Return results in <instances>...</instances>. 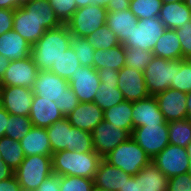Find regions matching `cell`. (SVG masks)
<instances>
[{
    "label": "cell",
    "mask_w": 191,
    "mask_h": 191,
    "mask_svg": "<svg viewBox=\"0 0 191 191\" xmlns=\"http://www.w3.org/2000/svg\"><path fill=\"white\" fill-rule=\"evenodd\" d=\"M72 35L66 24L46 30L32 45L31 57L39 71H50L54 62L70 48Z\"/></svg>",
    "instance_id": "6da1fadb"
},
{
    "label": "cell",
    "mask_w": 191,
    "mask_h": 191,
    "mask_svg": "<svg viewBox=\"0 0 191 191\" xmlns=\"http://www.w3.org/2000/svg\"><path fill=\"white\" fill-rule=\"evenodd\" d=\"M102 158L95 152L63 150L52 154V172L59 176H77L94 180Z\"/></svg>",
    "instance_id": "7a4b0ae2"
},
{
    "label": "cell",
    "mask_w": 191,
    "mask_h": 191,
    "mask_svg": "<svg viewBox=\"0 0 191 191\" xmlns=\"http://www.w3.org/2000/svg\"><path fill=\"white\" fill-rule=\"evenodd\" d=\"M46 132L52 153L63 150H76L82 153L94 151L91 132L73 127L66 117L46 128Z\"/></svg>",
    "instance_id": "3957f363"
},
{
    "label": "cell",
    "mask_w": 191,
    "mask_h": 191,
    "mask_svg": "<svg viewBox=\"0 0 191 191\" xmlns=\"http://www.w3.org/2000/svg\"><path fill=\"white\" fill-rule=\"evenodd\" d=\"M103 159L131 176H135L152 161L132 137L119 144Z\"/></svg>",
    "instance_id": "277c9868"
},
{
    "label": "cell",
    "mask_w": 191,
    "mask_h": 191,
    "mask_svg": "<svg viewBox=\"0 0 191 191\" xmlns=\"http://www.w3.org/2000/svg\"><path fill=\"white\" fill-rule=\"evenodd\" d=\"M52 173V155L27 156L14 171L22 191H36Z\"/></svg>",
    "instance_id": "5b68a950"
},
{
    "label": "cell",
    "mask_w": 191,
    "mask_h": 191,
    "mask_svg": "<svg viewBox=\"0 0 191 191\" xmlns=\"http://www.w3.org/2000/svg\"><path fill=\"white\" fill-rule=\"evenodd\" d=\"M107 9L101 6L88 5L78 8L66 23L74 37H86L106 24Z\"/></svg>",
    "instance_id": "8992f818"
},
{
    "label": "cell",
    "mask_w": 191,
    "mask_h": 191,
    "mask_svg": "<svg viewBox=\"0 0 191 191\" xmlns=\"http://www.w3.org/2000/svg\"><path fill=\"white\" fill-rule=\"evenodd\" d=\"M176 60H168L153 56L143 71L146 87L150 96H155L168 88H172L175 77Z\"/></svg>",
    "instance_id": "52a82bcc"
},
{
    "label": "cell",
    "mask_w": 191,
    "mask_h": 191,
    "mask_svg": "<svg viewBox=\"0 0 191 191\" xmlns=\"http://www.w3.org/2000/svg\"><path fill=\"white\" fill-rule=\"evenodd\" d=\"M166 26L159 17L138 19L137 26L133 28L122 45L127 48H141L144 51H151L156 42L165 33Z\"/></svg>",
    "instance_id": "ba28073f"
},
{
    "label": "cell",
    "mask_w": 191,
    "mask_h": 191,
    "mask_svg": "<svg viewBox=\"0 0 191 191\" xmlns=\"http://www.w3.org/2000/svg\"><path fill=\"white\" fill-rule=\"evenodd\" d=\"M131 137L153 159L169 144L168 122L136 127Z\"/></svg>",
    "instance_id": "9c48e42d"
},
{
    "label": "cell",
    "mask_w": 191,
    "mask_h": 191,
    "mask_svg": "<svg viewBox=\"0 0 191 191\" xmlns=\"http://www.w3.org/2000/svg\"><path fill=\"white\" fill-rule=\"evenodd\" d=\"M151 162L167 178L188 173L190 166L186 148L172 144H168Z\"/></svg>",
    "instance_id": "30bf717a"
},
{
    "label": "cell",
    "mask_w": 191,
    "mask_h": 191,
    "mask_svg": "<svg viewBox=\"0 0 191 191\" xmlns=\"http://www.w3.org/2000/svg\"><path fill=\"white\" fill-rule=\"evenodd\" d=\"M93 149L103 159L119 144L131 137V134L122 128L103 120L91 132Z\"/></svg>",
    "instance_id": "8fae6325"
},
{
    "label": "cell",
    "mask_w": 191,
    "mask_h": 191,
    "mask_svg": "<svg viewBox=\"0 0 191 191\" xmlns=\"http://www.w3.org/2000/svg\"><path fill=\"white\" fill-rule=\"evenodd\" d=\"M168 178L152 162L125 181L119 191H167Z\"/></svg>",
    "instance_id": "7c38bea8"
},
{
    "label": "cell",
    "mask_w": 191,
    "mask_h": 191,
    "mask_svg": "<svg viewBox=\"0 0 191 191\" xmlns=\"http://www.w3.org/2000/svg\"><path fill=\"white\" fill-rule=\"evenodd\" d=\"M100 78V85L96 92L94 103L103 111L124 101V97L118 88V70L100 68L97 70Z\"/></svg>",
    "instance_id": "4fadbf2b"
},
{
    "label": "cell",
    "mask_w": 191,
    "mask_h": 191,
    "mask_svg": "<svg viewBox=\"0 0 191 191\" xmlns=\"http://www.w3.org/2000/svg\"><path fill=\"white\" fill-rule=\"evenodd\" d=\"M33 90L21 86H1L0 105L10 115L29 116Z\"/></svg>",
    "instance_id": "5bb4252c"
},
{
    "label": "cell",
    "mask_w": 191,
    "mask_h": 191,
    "mask_svg": "<svg viewBox=\"0 0 191 191\" xmlns=\"http://www.w3.org/2000/svg\"><path fill=\"white\" fill-rule=\"evenodd\" d=\"M79 102H93L100 85V78L93 67L80 66L68 80Z\"/></svg>",
    "instance_id": "9a60e30c"
},
{
    "label": "cell",
    "mask_w": 191,
    "mask_h": 191,
    "mask_svg": "<svg viewBox=\"0 0 191 191\" xmlns=\"http://www.w3.org/2000/svg\"><path fill=\"white\" fill-rule=\"evenodd\" d=\"M39 70L31 55L22 60L11 61L0 82L1 86H21L33 88Z\"/></svg>",
    "instance_id": "2e32d148"
},
{
    "label": "cell",
    "mask_w": 191,
    "mask_h": 191,
    "mask_svg": "<svg viewBox=\"0 0 191 191\" xmlns=\"http://www.w3.org/2000/svg\"><path fill=\"white\" fill-rule=\"evenodd\" d=\"M118 88L127 101H138L147 98L149 95L144 74L136 68L124 66L118 71Z\"/></svg>",
    "instance_id": "e0dca14e"
},
{
    "label": "cell",
    "mask_w": 191,
    "mask_h": 191,
    "mask_svg": "<svg viewBox=\"0 0 191 191\" xmlns=\"http://www.w3.org/2000/svg\"><path fill=\"white\" fill-rule=\"evenodd\" d=\"M157 99L160 111L165 121H175L188 118L187 116V93L168 88L154 96Z\"/></svg>",
    "instance_id": "ac0fdd59"
},
{
    "label": "cell",
    "mask_w": 191,
    "mask_h": 191,
    "mask_svg": "<svg viewBox=\"0 0 191 191\" xmlns=\"http://www.w3.org/2000/svg\"><path fill=\"white\" fill-rule=\"evenodd\" d=\"M67 87V80L48 70L38 72L32 90L36 96L55 102L60 100Z\"/></svg>",
    "instance_id": "d6986e66"
},
{
    "label": "cell",
    "mask_w": 191,
    "mask_h": 191,
    "mask_svg": "<svg viewBox=\"0 0 191 191\" xmlns=\"http://www.w3.org/2000/svg\"><path fill=\"white\" fill-rule=\"evenodd\" d=\"M104 111L94 102H80L78 106L68 115L66 119L73 126L87 132L103 122Z\"/></svg>",
    "instance_id": "ffe728a7"
},
{
    "label": "cell",
    "mask_w": 191,
    "mask_h": 191,
    "mask_svg": "<svg viewBox=\"0 0 191 191\" xmlns=\"http://www.w3.org/2000/svg\"><path fill=\"white\" fill-rule=\"evenodd\" d=\"M132 122L133 129L144 125L164 124L166 122L154 96L132 102Z\"/></svg>",
    "instance_id": "44dd1931"
},
{
    "label": "cell",
    "mask_w": 191,
    "mask_h": 191,
    "mask_svg": "<svg viewBox=\"0 0 191 191\" xmlns=\"http://www.w3.org/2000/svg\"><path fill=\"white\" fill-rule=\"evenodd\" d=\"M29 118L33 126L48 128L53 123L64 118L54 101L44 99L34 94Z\"/></svg>",
    "instance_id": "7402d4cb"
},
{
    "label": "cell",
    "mask_w": 191,
    "mask_h": 191,
    "mask_svg": "<svg viewBox=\"0 0 191 191\" xmlns=\"http://www.w3.org/2000/svg\"><path fill=\"white\" fill-rule=\"evenodd\" d=\"M13 30L23 37L31 46L46 32L41 23L31 14L19 6L13 17Z\"/></svg>",
    "instance_id": "603a6c76"
},
{
    "label": "cell",
    "mask_w": 191,
    "mask_h": 191,
    "mask_svg": "<svg viewBox=\"0 0 191 191\" xmlns=\"http://www.w3.org/2000/svg\"><path fill=\"white\" fill-rule=\"evenodd\" d=\"M130 177L131 175L102 159L94 177V187L109 191H119Z\"/></svg>",
    "instance_id": "cb8c5ba5"
},
{
    "label": "cell",
    "mask_w": 191,
    "mask_h": 191,
    "mask_svg": "<svg viewBox=\"0 0 191 191\" xmlns=\"http://www.w3.org/2000/svg\"><path fill=\"white\" fill-rule=\"evenodd\" d=\"M31 49L32 46L13 29L0 36V54L11 61L29 57Z\"/></svg>",
    "instance_id": "d4e9b609"
},
{
    "label": "cell",
    "mask_w": 191,
    "mask_h": 191,
    "mask_svg": "<svg viewBox=\"0 0 191 191\" xmlns=\"http://www.w3.org/2000/svg\"><path fill=\"white\" fill-rule=\"evenodd\" d=\"M20 144L25 157L32 155H52V148L46 128L32 126L30 131L22 137Z\"/></svg>",
    "instance_id": "484cf974"
},
{
    "label": "cell",
    "mask_w": 191,
    "mask_h": 191,
    "mask_svg": "<svg viewBox=\"0 0 191 191\" xmlns=\"http://www.w3.org/2000/svg\"><path fill=\"white\" fill-rule=\"evenodd\" d=\"M137 23L138 19L129 9L107 13L106 25L118 37L121 44L130 37Z\"/></svg>",
    "instance_id": "4316f807"
},
{
    "label": "cell",
    "mask_w": 191,
    "mask_h": 191,
    "mask_svg": "<svg viewBox=\"0 0 191 191\" xmlns=\"http://www.w3.org/2000/svg\"><path fill=\"white\" fill-rule=\"evenodd\" d=\"M167 29H179L191 21V10L184 2L162 4L158 16Z\"/></svg>",
    "instance_id": "83f0119b"
},
{
    "label": "cell",
    "mask_w": 191,
    "mask_h": 191,
    "mask_svg": "<svg viewBox=\"0 0 191 191\" xmlns=\"http://www.w3.org/2000/svg\"><path fill=\"white\" fill-rule=\"evenodd\" d=\"M22 7L31 13L46 30L59 27L62 23L56 17L49 0L25 1Z\"/></svg>",
    "instance_id": "f1b7e54d"
},
{
    "label": "cell",
    "mask_w": 191,
    "mask_h": 191,
    "mask_svg": "<svg viewBox=\"0 0 191 191\" xmlns=\"http://www.w3.org/2000/svg\"><path fill=\"white\" fill-rule=\"evenodd\" d=\"M93 68H107L108 70H120L125 66V47L120 44L111 49H95Z\"/></svg>",
    "instance_id": "f546056e"
},
{
    "label": "cell",
    "mask_w": 191,
    "mask_h": 191,
    "mask_svg": "<svg viewBox=\"0 0 191 191\" xmlns=\"http://www.w3.org/2000/svg\"><path fill=\"white\" fill-rule=\"evenodd\" d=\"M153 56L168 60H182L181 43L173 29H166L152 50Z\"/></svg>",
    "instance_id": "4dcf8cb0"
},
{
    "label": "cell",
    "mask_w": 191,
    "mask_h": 191,
    "mask_svg": "<svg viewBox=\"0 0 191 191\" xmlns=\"http://www.w3.org/2000/svg\"><path fill=\"white\" fill-rule=\"evenodd\" d=\"M104 120L113 125L127 130L130 134L133 131L132 122V101L124 100L120 104L106 109L103 114Z\"/></svg>",
    "instance_id": "1f68e13d"
},
{
    "label": "cell",
    "mask_w": 191,
    "mask_h": 191,
    "mask_svg": "<svg viewBox=\"0 0 191 191\" xmlns=\"http://www.w3.org/2000/svg\"><path fill=\"white\" fill-rule=\"evenodd\" d=\"M0 153L2 161L8 165L13 172L25 158L20 141L13 140L7 136H3L0 139Z\"/></svg>",
    "instance_id": "d6a6232c"
},
{
    "label": "cell",
    "mask_w": 191,
    "mask_h": 191,
    "mask_svg": "<svg viewBox=\"0 0 191 191\" xmlns=\"http://www.w3.org/2000/svg\"><path fill=\"white\" fill-rule=\"evenodd\" d=\"M169 144L186 147L191 141V119L168 122Z\"/></svg>",
    "instance_id": "836d02e7"
},
{
    "label": "cell",
    "mask_w": 191,
    "mask_h": 191,
    "mask_svg": "<svg viewBox=\"0 0 191 191\" xmlns=\"http://www.w3.org/2000/svg\"><path fill=\"white\" fill-rule=\"evenodd\" d=\"M80 66L79 60L70 47L54 62L50 71L68 81Z\"/></svg>",
    "instance_id": "e575fe53"
},
{
    "label": "cell",
    "mask_w": 191,
    "mask_h": 191,
    "mask_svg": "<svg viewBox=\"0 0 191 191\" xmlns=\"http://www.w3.org/2000/svg\"><path fill=\"white\" fill-rule=\"evenodd\" d=\"M85 38L94 49L106 50L121 44L118 37L108 28L106 24Z\"/></svg>",
    "instance_id": "d590c367"
},
{
    "label": "cell",
    "mask_w": 191,
    "mask_h": 191,
    "mask_svg": "<svg viewBox=\"0 0 191 191\" xmlns=\"http://www.w3.org/2000/svg\"><path fill=\"white\" fill-rule=\"evenodd\" d=\"M161 0H130L129 10L137 19L155 18L160 14Z\"/></svg>",
    "instance_id": "8d00e7d4"
},
{
    "label": "cell",
    "mask_w": 191,
    "mask_h": 191,
    "mask_svg": "<svg viewBox=\"0 0 191 191\" xmlns=\"http://www.w3.org/2000/svg\"><path fill=\"white\" fill-rule=\"evenodd\" d=\"M172 88L181 92H191V60H176L175 77Z\"/></svg>",
    "instance_id": "74e56055"
},
{
    "label": "cell",
    "mask_w": 191,
    "mask_h": 191,
    "mask_svg": "<svg viewBox=\"0 0 191 191\" xmlns=\"http://www.w3.org/2000/svg\"><path fill=\"white\" fill-rule=\"evenodd\" d=\"M32 126L29 116L9 115L5 136L20 141L30 131Z\"/></svg>",
    "instance_id": "f35d334b"
},
{
    "label": "cell",
    "mask_w": 191,
    "mask_h": 191,
    "mask_svg": "<svg viewBox=\"0 0 191 191\" xmlns=\"http://www.w3.org/2000/svg\"><path fill=\"white\" fill-rule=\"evenodd\" d=\"M70 47L74 51L81 66L93 67L95 49L87 42L85 37L72 36Z\"/></svg>",
    "instance_id": "ab89813d"
},
{
    "label": "cell",
    "mask_w": 191,
    "mask_h": 191,
    "mask_svg": "<svg viewBox=\"0 0 191 191\" xmlns=\"http://www.w3.org/2000/svg\"><path fill=\"white\" fill-rule=\"evenodd\" d=\"M152 58L153 53L151 51H144L141 48L125 47V66L136 68L143 72Z\"/></svg>",
    "instance_id": "60d3db41"
},
{
    "label": "cell",
    "mask_w": 191,
    "mask_h": 191,
    "mask_svg": "<svg viewBox=\"0 0 191 191\" xmlns=\"http://www.w3.org/2000/svg\"><path fill=\"white\" fill-rule=\"evenodd\" d=\"M94 180L77 176H61L60 191H92Z\"/></svg>",
    "instance_id": "b9f144b4"
},
{
    "label": "cell",
    "mask_w": 191,
    "mask_h": 191,
    "mask_svg": "<svg viewBox=\"0 0 191 191\" xmlns=\"http://www.w3.org/2000/svg\"><path fill=\"white\" fill-rule=\"evenodd\" d=\"M56 17L62 24H66L77 10L75 0H49Z\"/></svg>",
    "instance_id": "7bdbcfd3"
},
{
    "label": "cell",
    "mask_w": 191,
    "mask_h": 191,
    "mask_svg": "<svg viewBox=\"0 0 191 191\" xmlns=\"http://www.w3.org/2000/svg\"><path fill=\"white\" fill-rule=\"evenodd\" d=\"M79 103L80 102L76 94L73 92L70 86L65 89L60 100L55 101L56 106L64 115V117L68 116L78 106Z\"/></svg>",
    "instance_id": "ee69618b"
},
{
    "label": "cell",
    "mask_w": 191,
    "mask_h": 191,
    "mask_svg": "<svg viewBox=\"0 0 191 191\" xmlns=\"http://www.w3.org/2000/svg\"><path fill=\"white\" fill-rule=\"evenodd\" d=\"M179 37L182 50V60H191V21L186 22L182 28L175 29Z\"/></svg>",
    "instance_id": "f6af8a7d"
},
{
    "label": "cell",
    "mask_w": 191,
    "mask_h": 191,
    "mask_svg": "<svg viewBox=\"0 0 191 191\" xmlns=\"http://www.w3.org/2000/svg\"><path fill=\"white\" fill-rule=\"evenodd\" d=\"M167 191H191V175L186 173L168 178Z\"/></svg>",
    "instance_id": "bcb514c9"
},
{
    "label": "cell",
    "mask_w": 191,
    "mask_h": 191,
    "mask_svg": "<svg viewBox=\"0 0 191 191\" xmlns=\"http://www.w3.org/2000/svg\"><path fill=\"white\" fill-rule=\"evenodd\" d=\"M15 10L0 9V36L13 29Z\"/></svg>",
    "instance_id": "7dc6e473"
},
{
    "label": "cell",
    "mask_w": 191,
    "mask_h": 191,
    "mask_svg": "<svg viewBox=\"0 0 191 191\" xmlns=\"http://www.w3.org/2000/svg\"><path fill=\"white\" fill-rule=\"evenodd\" d=\"M61 176L52 173L36 191H60Z\"/></svg>",
    "instance_id": "c3c4849f"
},
{
    "label": "cell",
    "mask_w": 191,
    "mask_h": 191,
    "mask_svg": "<svg viewBox=\"0 0 191 191\" xmlns=\"http://www.w3.org/2000/svg\"><path fill=\"white\" fill-rule=\"evenodd\" d=\"M0 191H22L21 186L13 175L11 178L0 181Z\"/></svg>",
    "instance_id": "681fc988"
},
{
    "label": "cell",
    "mask_w": 191,
    "mask_h": 191,
    "mask_svg": "<svg viewBox=\"0 0 191 191\" xmlns=\"http://www.w3.org/2000/svg\"><path fill=\"white\" fill-rule=\"evenodd\" d=\"M130 6V0H110L107 6L108 12H119L122 10H128Z\"/></svg>",
    "instance_id": "f907efd6"
},
{
    "label": "cell",
    "mask_w": 191,
    "mask_h": 191,
    "mask_svg": "<svg viewBox=\"0 0 191 191\" xmlns=\"http://www.w3.org/2000/svg\"><path fill=\"white\" fill-rule=\"evenodd\" d=\"M9 113L0 105V139L5 136Z\"/></svg>",
    "instance_id": "816d5d0a"
},
{
    "label": "cell",
    "mask_w": 191,
    "mask_h": 191,
    "mask_svg": "<svg viewBox=\"0 0 191 191\" xmlns=\"http://www.w3.org/2000/svg\"><path fill=\"white\" fill-rule=\"evenodd\" d=\"M26 0H0V9L15 10L22 6Z\"/></svg>",
    "instance_id": "f5cc1de1"
},
{
    "label": "cell",
    "mask_w": 191,
    "mask_h": 191,
    "mask_svg": "<svg viewBox=\"0 0 191 191\" xmlns=\"http://www.w3.org/2000/svg\"><path fill=\"white\" fill-rule=\"evenodd\" d=\"M14 175V172L11 170V168L6 165L1 158L0 153V181L6 180L11 178Z\"/></svg>",
    "instance_id": "db71d44e"
},
{
    "label": "cell",
    "mask_w": 191,
    "mask_h": 191,
    "mask_svg": "<svg viewBox=\"0 0 191 191\" xmlns=\"http://www.w3.org/2000/svg\"><path fill=\"white\" fill-rule=\"evenodd\" d=\"M11 60L0 54V82L8 68Z\"/></svg>",
    "instance_id": "11a10c76"
},
{
    "label": "cell",
    "mask_w": 191,
    "mask_h": 191,
    "mask_svg": "<svg viewBox=\"0 0 191 191\" xmlns=\"http://www.w3.org/2000/svg\"><path fill=\"white\" fill-rule=\"evenodd\" d=\"M110 0H91V5L101 6L107 8Z\"/></svg>",
    "instance_id": "9f6ffc18"
},
{
    "label": "cell",
    "mask_w": 191,
    "mask_h": 191,
    "mask_svg": "<svg viewBox=\"0 0 191 191\" xmlns=\"http://www.w3.org/2000/svg\"><path fill=\"white\" fill-rule=\"evenodd\" d=\"M187 116L189 119H191V92L187 93Z\"/></svg>",
    "instance_id": "6f0895ef"
},
{
    "label": "cell",
    "mask_w": 191,
    "mask_h": 191,
    "mask_svg": "<svg viewBox=\"0 0 191 191\" xmlns=\"http://www.w3.org/2000/svg\"><path fill=\"white\" fill-rule=\"evenodd\" d=\"M77 9L80 7H85L91 5V0H75Z\"/></svg>",
    "instance_id": "680465c9"
},
{
    "label": "cell",
    "mask_w": 191,
    "mask_h": 191,
    "mask_svg": "<svg viewBox=\"0 0 191 191\" xmlns=\"http://www.w3.org/2000/svg\"><path fill=\"white\" fill-rule=\"evenodd\" d=\"M185 148H186L189 159H191V141Z\"/></svg>",
    "instance_id": "91938a15"
},
{
    "label": "cell",
    "mask_w": 191,
    "mask_h": 191,
    "mask_svg": "<svg viewBox=\"0 0 191 191\" xmlns=\"http://www.w3.org/2000/svg\"><path fill=\"white\" fill-rule=\"evenodd\" d=\"M163 4L166 3H175V2H184L185 0H161Z\"/></svg>",
    "instance_id": "94428289"
},
{
    "label": "cell",
    "mask_w": 191,
    "mask_h": 191,
    "mask_svg": "<svg viewBox=\"0 0 191 191\" xmlns=\"http://www.w3.org/2000/svg\"><path fill=\"white\" fill-rule=\"evenodd\" d=\"M184 3L191 10V0H185Z\"/></svg>",
    "instance_id": "6125c7cd"
},
{
    "label": "cell",
    "mask_w": 191,
    "mask_h": 191,
    "mask_svg": "<svg viewBox=\"0 0 191 191\" xmlns=\"http://www.w3.org/2000/svg\"><path fill=\"white\" fill-rule=\"evenodd\" d=\"M92 191H109V190H106V189H99L97 187H94Z\"/></svg>",
    "instance_id": "be15d7a7"
},
{
    "label": "cell",
    "mask_w": 191,
    "mask_h": 191,
    "mask_svg": "<svg viewBox=\"0 0 191 191\" xmlns=\"http://www.w3.org/2000/svg\"><path fill=\"white\" fill-rule=\"evenodd\" d=\"M189 162H190V166H189L188 173L191 175V159H189Z\"/></svg>",
    "instance_id": "e7e4bbea"
}]
</instances>
